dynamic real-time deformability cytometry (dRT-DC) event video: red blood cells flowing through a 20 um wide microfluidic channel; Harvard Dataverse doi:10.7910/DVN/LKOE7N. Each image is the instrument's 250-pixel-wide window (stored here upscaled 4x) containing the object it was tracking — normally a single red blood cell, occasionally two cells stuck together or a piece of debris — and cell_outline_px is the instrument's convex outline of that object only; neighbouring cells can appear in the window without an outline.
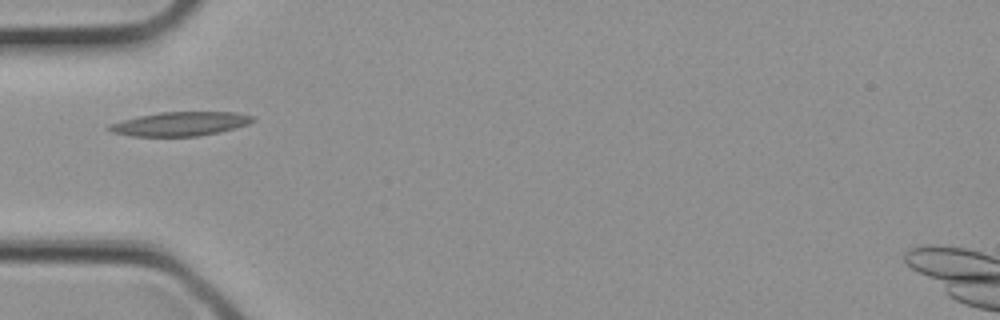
{"species": "common noctule bat (a hibernating species)", "species_latin": "Nyctalus noctula", "temperature_condition": "cold", "stored_images_in_passage": 4, "camera_frame_rate_fps": 3000, "um_per_image_px": 0.085, "animal": {"sex": "female", "body_mass_g": 21.9}, "frame": {"image": 1, "passage_image": 4, "time_ms": 1.0, "image_size_px": [1000, 320], "cell_outline_px": [[256, 120], [248, 124], [236, 128], [220, 132], [200, 136], [132, 136], [112, 132], [104, 128], [108, 124], [140, 116], [160, 112], [236, 112], [256, 116]], "centroid_in_image_um": [15.36, 10.53], "position_along_channel_um": 69.6, "area_um2": 20.23}}